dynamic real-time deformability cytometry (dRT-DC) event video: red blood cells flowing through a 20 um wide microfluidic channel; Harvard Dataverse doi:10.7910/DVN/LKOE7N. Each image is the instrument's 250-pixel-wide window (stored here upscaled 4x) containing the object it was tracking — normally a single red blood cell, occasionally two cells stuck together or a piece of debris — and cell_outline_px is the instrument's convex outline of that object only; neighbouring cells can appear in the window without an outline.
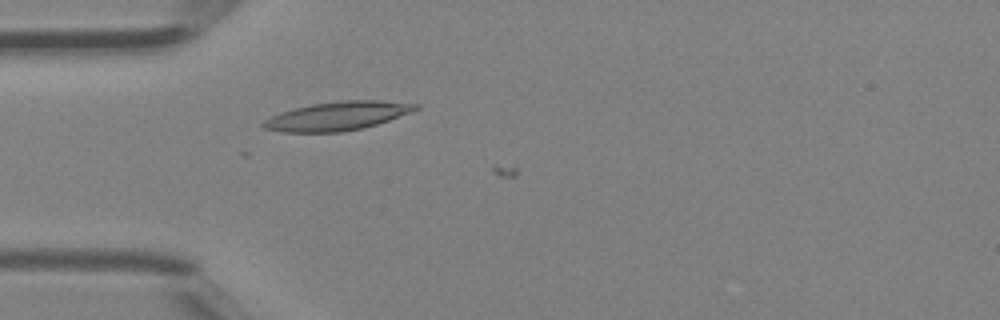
{"species": "Egyptian fruit bat (a non-hibernating species)", "species_latin": "Rousettus aegyptiacus", "temperature_condition": "room temperature", "stored_images_in_passage": 9, "camera_frame_rate_fps": 3000, "um_per_image_px": 0.085, "animal": {"sex": "female"}, "frame": {"image": 1, "passage_image": 8, "time_ms": 2.333, "image_size_px": [1000, 320], "cell_outline_px": [[420, 108], [412, 112], [364, 128], [340, 132], [280, 132], [264, 128], [260, 124], [264, 120], [280, 112], [312, 104], [340, 100], [380, 100], [420, 104]], "centroid_in_image_um": [28.69, 9.86], "position_along_channel_um": 56.3, "area_um2": 25.49}}